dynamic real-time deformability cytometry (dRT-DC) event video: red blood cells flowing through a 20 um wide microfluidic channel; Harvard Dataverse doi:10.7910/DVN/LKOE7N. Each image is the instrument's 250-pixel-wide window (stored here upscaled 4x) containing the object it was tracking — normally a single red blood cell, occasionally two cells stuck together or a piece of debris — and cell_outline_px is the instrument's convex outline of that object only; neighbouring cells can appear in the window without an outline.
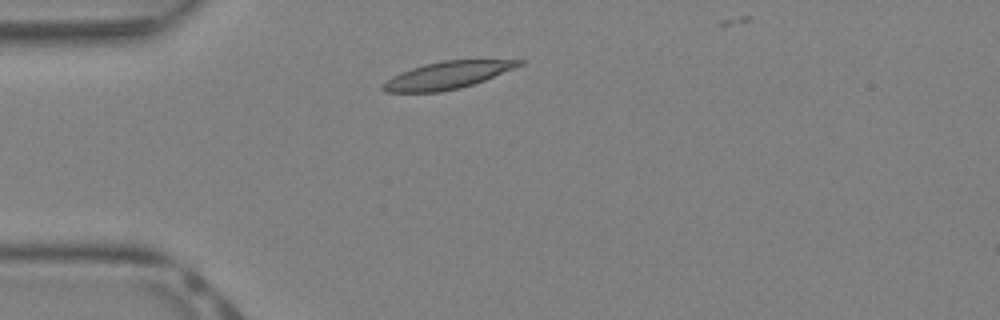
{"species": "Egyptian fruit bat (a non-hibernating species)", "species_latin": "Rousettus aegyptiacus", "temperature_condition": "warm", "stored_images_in_passage": 27, "camera_frame_rate_fps": 3000, "um_per_image_px": 0.085, "animal": {"sex": "female"}, "frame": {"image": 1, "passage_image": 1, "time_ms": 0.0, "image_size_px": [1000, 320], "cell_outline_px": [[528, 60], [524, 64], [484, 80], [460, 88], [440, 92], [384, 92], [380, 88], [380, 84], [392, 76], [400, 72], [424, 64], [440, 60]], "centroid_in_image_um": [37.97, 6.39], "position_along_channel_um": 47.0, "area_um2": 21.68}}
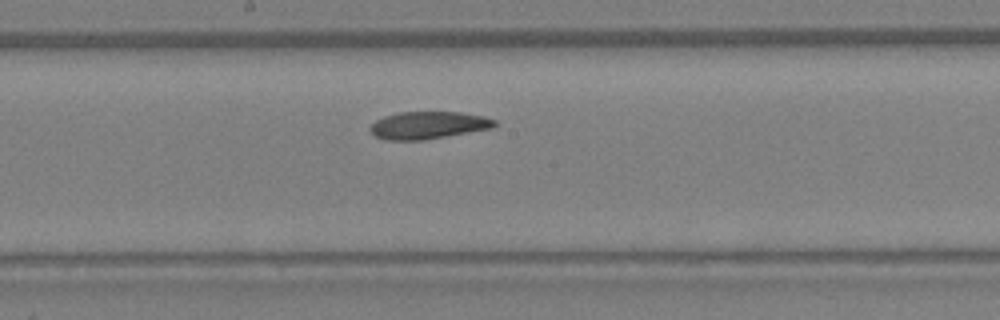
{"frame": {"image": 2, "passage_image": 12, "time_ms": 3.667, "image_size_px": [1000, 320], "cell_outline_px": [[496, 124], [492, 128], [420, 140], [384, 140], [376, 136], [368, 128], [376, 120], [384, 116], [396, 112], [460, 112], [484, 116], [496, 120]], "centroid_in_image_um": [36.37, 10.63], "position_along_channel_um": 211.8, "area_um2": 19.71}}
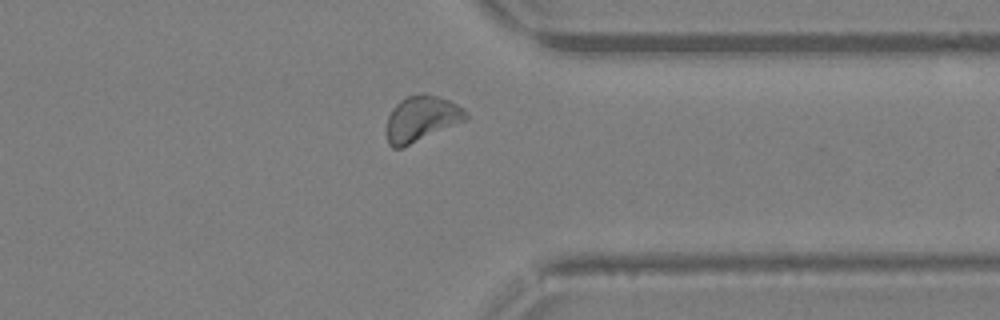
{"frame": {"image": 3, "passage_image": 22, "time_ms": 7.0, "image_size_px": [1000, 320], "cell_outline_px": [[468, 120], [400, 148], [392, 148], [388, 144], [384, 132], [384, 128], [388, 116], [392, 108], [400, 100], [408, 96], [424, 92], [440, 96], [464, 108], [468, 112]], "centroid_in_image_um": [35.8, 10.08], "position_along_channel_um": 375.6, "area_um2": 21.56}}